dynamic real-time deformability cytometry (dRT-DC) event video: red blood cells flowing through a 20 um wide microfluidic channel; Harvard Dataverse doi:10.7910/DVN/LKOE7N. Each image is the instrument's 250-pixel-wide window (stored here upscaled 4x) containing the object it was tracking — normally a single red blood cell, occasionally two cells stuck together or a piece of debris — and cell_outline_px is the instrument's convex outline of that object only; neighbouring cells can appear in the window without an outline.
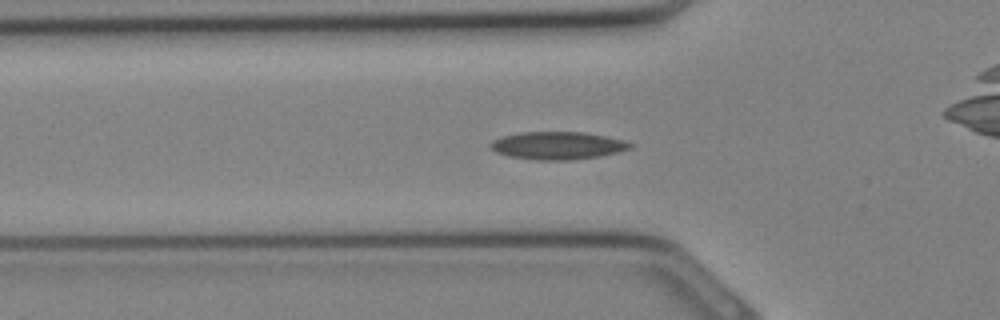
{"species": "Egyptian fruit bat (a non-hibernating species)", "species_latin": "Rousettus aegyptiacus", "temperature_condition": "cold", "stored_images_in_passage": 6, "camera_frame_rate_fps": 3000, "um_per_image_px": 0.085, "animal": {"sex": "female"}, "frame": {"image": 1, "passage_image": 4, "time_ms": 1.0, "image_size_px": [1000, 320], "cell_outline_px": [[632, 148], [600, 156], [568, 160], [536, 160], [508, 156], [496, 152], [488, 144], [492, 140], [500, 136], [520, 132], [584, 132], [624, 140], [632, 144]], "centroid_in_image_um": [47.35, 12.37], "position_along_channel_um": 78.5, "area_um2": 22.54}}